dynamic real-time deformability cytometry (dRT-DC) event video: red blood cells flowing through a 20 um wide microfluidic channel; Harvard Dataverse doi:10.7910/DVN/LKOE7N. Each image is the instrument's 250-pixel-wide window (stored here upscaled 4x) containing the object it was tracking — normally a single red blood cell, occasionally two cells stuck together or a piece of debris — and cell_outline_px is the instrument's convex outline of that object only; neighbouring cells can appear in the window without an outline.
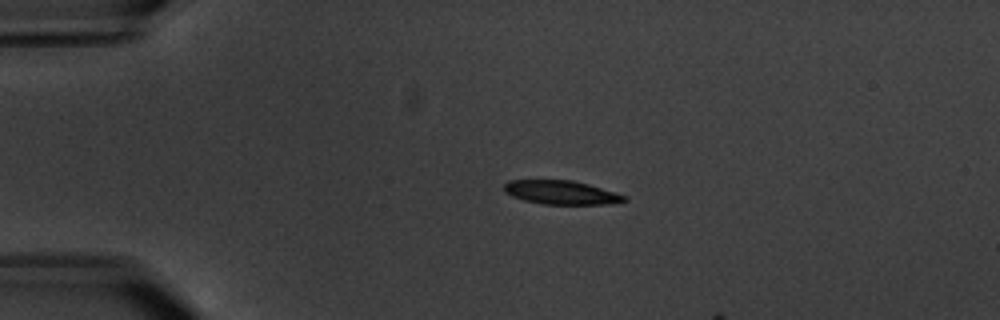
{"species": "common noctule bat (a hibernating species)", "species_latin": "Nyctalus noctula", "temperature_condition": "warm", "stored_images_in_passage": 5, "camera_frame_rate_fps": 3000, "um_per_image_px": 0.085, "animal": {"sex": "male", "body_mass_g": 20.1, "forearm_length_mm": 53.5}, "frame": {"image": 1, "passage_image": 4, "time_ms": 4.333, "image_size_px": [1000, 320], "cell_outline_px": [[628, 200], [612, 204], [544, 204], [524, 200], [512, 196], [504, 192], [504, 184], [508, 180], [572, 180], [588, 184], [628, 196]], "centroid_in_image_um": [47.72, 16.36], "position_along_channel_um": 37.3, "area_um2": 16.7}}